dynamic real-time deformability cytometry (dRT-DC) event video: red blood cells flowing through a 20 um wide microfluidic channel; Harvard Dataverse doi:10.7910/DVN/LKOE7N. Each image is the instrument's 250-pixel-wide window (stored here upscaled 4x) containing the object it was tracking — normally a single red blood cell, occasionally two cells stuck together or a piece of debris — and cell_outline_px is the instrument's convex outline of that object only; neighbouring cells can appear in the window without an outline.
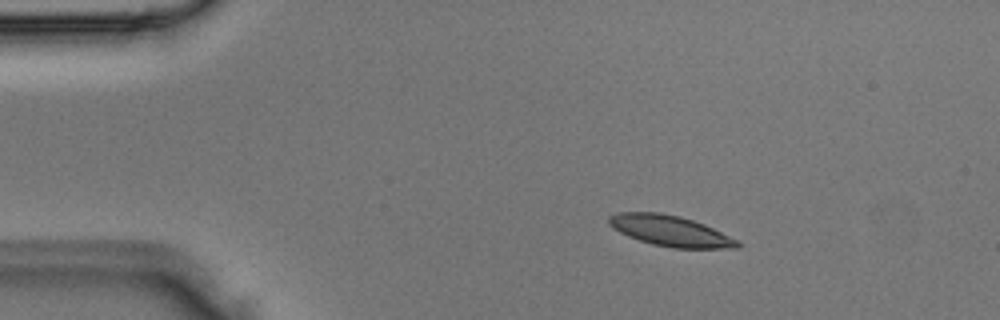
{"species": "Egyptian fruit bat (a non-hibernating species)", "species_latin": "Rousettus aegyptiacus", "temperature_condition": "room temperature", "stored_images_in_passage": 1, "camera_frame_rate_fps": 3000, "um_per_image_px": 0.085, "animal": {"sex": "male"}, "frame": {"image": 1, "passage_image": 1, "time_ms": 0.0, "image_size_px": [1000, 320], "cell_outline_px": [[740, 248], [672, 248], [652, 244], [628, 236], [612, 228], [608, 224], [608, 216], [616, 212], [656, 212], [680, 216], [704, 224], [740, 240]], "centroid_in_image_um": [56.97, 19.62], "position_along_channel_um": 28.0, "area_um2": 23.12}}